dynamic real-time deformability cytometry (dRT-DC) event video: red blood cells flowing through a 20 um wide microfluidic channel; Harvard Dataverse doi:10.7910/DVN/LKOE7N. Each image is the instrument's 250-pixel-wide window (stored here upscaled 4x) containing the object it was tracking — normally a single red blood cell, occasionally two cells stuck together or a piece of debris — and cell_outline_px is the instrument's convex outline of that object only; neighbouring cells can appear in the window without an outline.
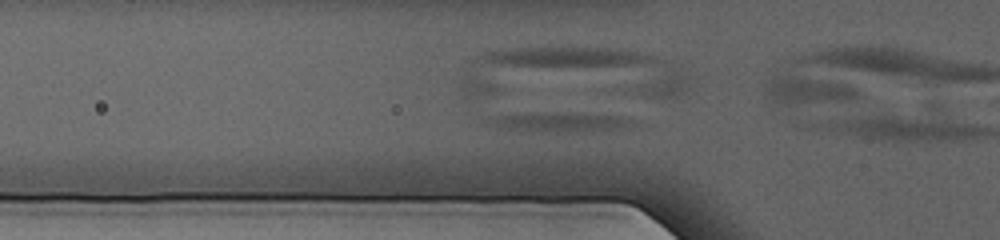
{"species": "human", "species_latin": "Homo sapiens", "temperature_condition": "cold", "stored_images_in_passage": 24, "camera_frame_rate_fps": 3000, "um_per_image_px": 0.085, "donor": {"sex": "female"}, "frame": {"image": 1, "passage_image": 17, "time_ms": 5.333, "image_size_px": [1000, 240], "cell_outline_px": [[636, 124], [632, 128], [592, 132], [528, 132], [480, 124], [480, 116], [536, 112], [580, 112], [620, 116], [636, 120]], "centroid_in_image_um": [47.47, 10.37], "position_along_channel_um": 78.3, "area_um2": 18.32}}